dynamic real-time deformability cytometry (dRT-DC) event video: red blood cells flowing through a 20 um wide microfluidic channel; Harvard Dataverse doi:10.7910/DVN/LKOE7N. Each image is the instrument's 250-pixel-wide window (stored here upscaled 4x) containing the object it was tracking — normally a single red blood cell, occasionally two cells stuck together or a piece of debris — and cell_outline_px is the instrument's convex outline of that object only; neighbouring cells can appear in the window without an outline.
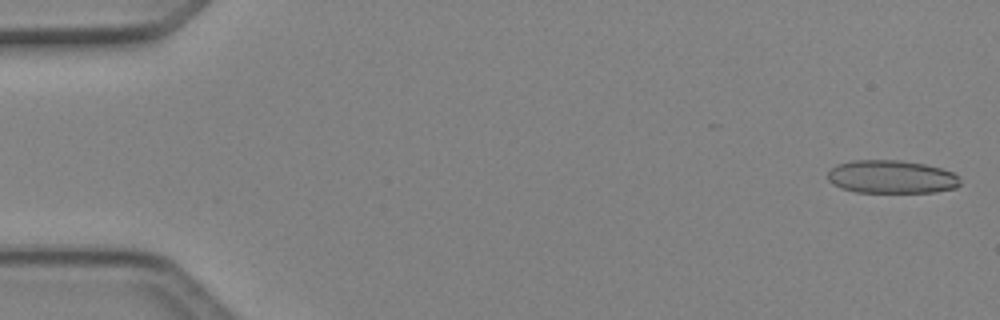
{"species": "Egyptian fruit bat (a non-hibernating species)", "species_latin": "Rousettus aegyptiacus", "temperature_condition": "cold", "stored_images_in_passage": 5, "camera_frame_rate_fps": 3000, "um_per_image_px": 0.085, "animal": {"sex": "female"}, "frame": {"image": 1, "passage_image": 1, "time_ms": 0.0, "image_size_px": [1000, 320], "cell_outline_px": [[960, 184], [956, 188], [936, 192], [856, 192], [840, 188], [832, 184], [828, 180], [828, 172], [836, 164], [852, 160], [900, 160], [924, 164], [940, 168], [952, 172], [960, 176]], "centroid_in_image_um": [75.77, 15.03], "position_along_channel_um": 9.2, "area_um2": 25.78}}
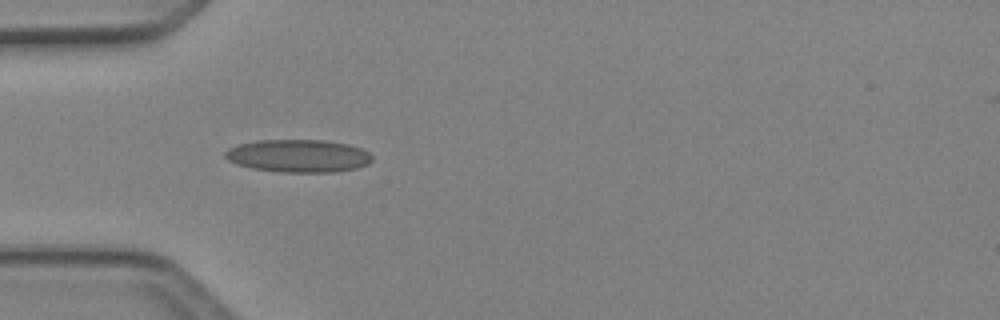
{"frame": {"image": 2, "passage_image": 4, "time_ms": 1.0, "image_size_px": [1000, 320], "cell_outline_px": [[372, 160], [368, 164], [356, 168], [336, 172], [280, 172], [252, 168], [236, 164], [228, 160], [224, 156], [224, 152], [228, 148], [240, 144], [256, 140], [324, 140], [348, 144], [360, 148], [368, 152], [372, 156]], "centroid_in_image_um": [25.35, 13.25], "position_along_channel_um": 59.7, "area_um2": 28.15}}
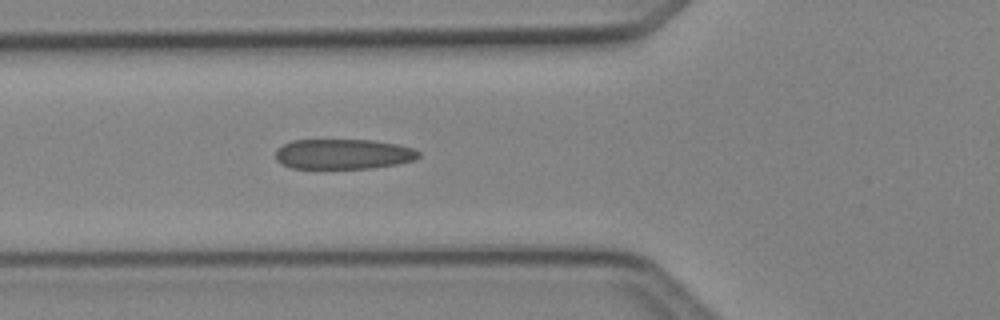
{"frame": {"image": 3, "passage_image": 5, "time_ms": 1.333, "image_size_px": [1000, 320], "cell_outline_px": [[420, 156], [412, 160], [396, 164], [368, 168], [292, 168], [280, 164], [276, 160], [276, 148], [292, 140], [372, 140], [396, 144], [412, 148], [420, 152]], "centroid_in_image_um": [29.13, 13.09], "position_along_channel_um": 96.7, "area_um2": 25.03}}